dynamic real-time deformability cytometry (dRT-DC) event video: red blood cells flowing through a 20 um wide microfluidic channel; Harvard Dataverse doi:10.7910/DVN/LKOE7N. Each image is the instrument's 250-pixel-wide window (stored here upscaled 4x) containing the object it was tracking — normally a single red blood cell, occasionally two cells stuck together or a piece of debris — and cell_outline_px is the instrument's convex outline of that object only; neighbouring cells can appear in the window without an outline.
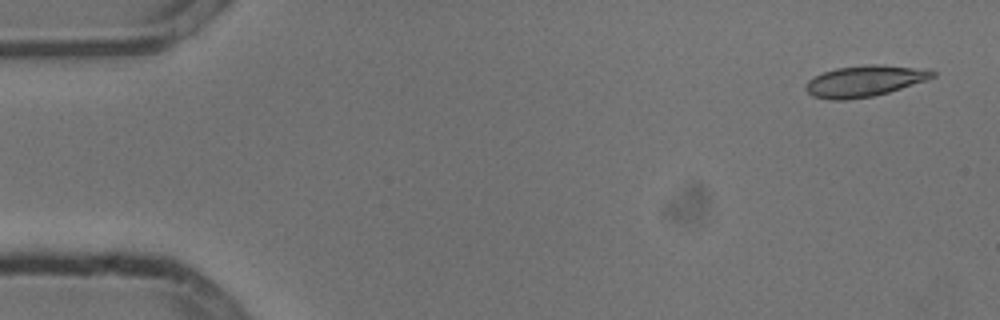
{"species": "common noctule bat (a hibernating species)", "species_latin": "Nyctalus noctula", "temperature_condition": "cold", "stored_images_in_passage": 8, "camera_frame_rate_fps": 3000, "um_per_image_px": 0.085, "animal": {"sex": "male", "body_mass_g": 13.3}, "frame": {"image": 1, "passage_image": 1, "time_ms": 0.0, "image_size_px": [1000, 320], "cell_outline_px": [[936, 76], [928, 80], [888, 92], [872, 96], [848, 100], [832, 100], [812, 96], [804, 88], [804, 84], [808, 80], [824, 72], [836, 68], [864, 64], [884, 64], [932, 68], [936, 72]], "centroid_in_image_um": [73.56, 6.86], "position_along_channel_um": 11.4, "area_um2": 23.52}}
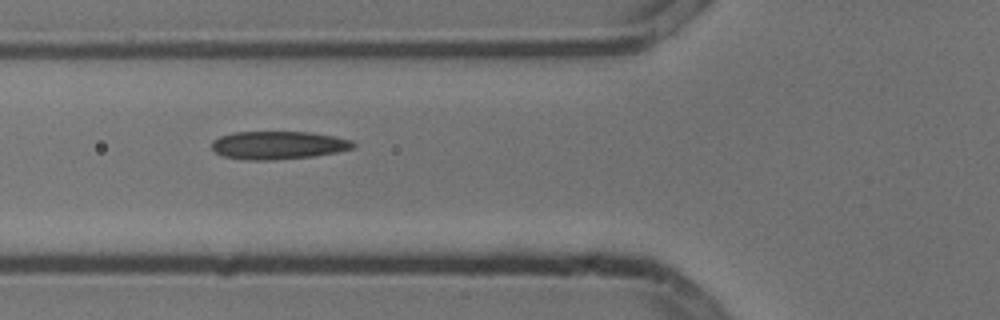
{"frame": {"image": 2, "passage_image": 6, "time_ms": 1.667, "image_size_px": [1000, 320], "cell_outline_px": [[356, 148], [336, 152], [312, 156], [272, 160], [248, 160], [224, 156], [216, 152], [212, 148], [212, 140], [220, 136], [232, 132], [312, 132], [336, 136], [352, 140], [356, 144]], "centroid_in_image_um": [23.68, 12.33], "position_along_channel_um": 102.1, "area_um2": 23.24}}
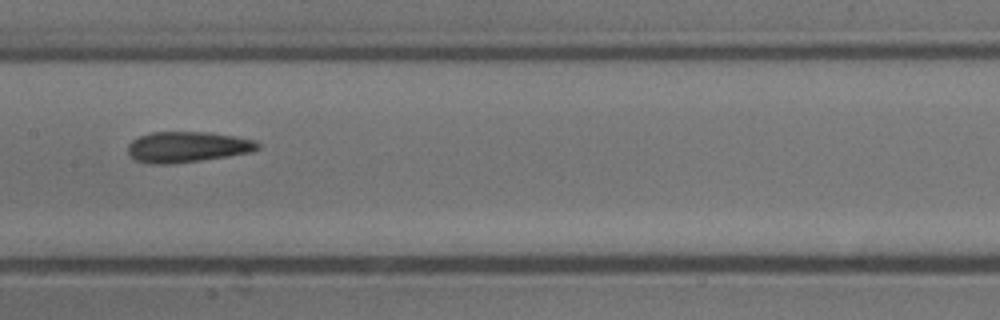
{"frame": {"image": 3, "passage_image": 8, "time_ms": 2.333, "image_size_px": [1000, 320], "cell_outline_px": [[260, 148], [252, 152], [228, 156], [172, 164], [148, 164], [136, 160], [128, 152], [128, 144], [132, 140], [140, 136], [152, 132], [208, 132], [256, 140], [260, 144]], "centroid_in_image_um": [15.93, 12.49], "position_along_channel_um": 191.5, "area_um2": 23.24}}